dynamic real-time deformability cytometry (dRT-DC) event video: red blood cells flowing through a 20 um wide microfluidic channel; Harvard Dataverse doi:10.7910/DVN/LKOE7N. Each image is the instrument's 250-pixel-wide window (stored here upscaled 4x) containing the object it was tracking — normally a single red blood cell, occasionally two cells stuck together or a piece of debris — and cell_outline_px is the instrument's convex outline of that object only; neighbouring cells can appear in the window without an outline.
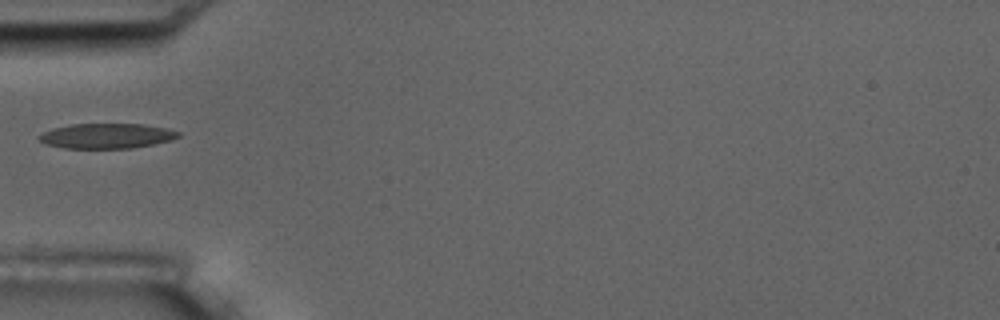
{"species": "common noctule bat (a hibernating species)", "species_latin": "Nyctalus noctula", "temperature_condition": "room temperature", "stored_images_in_passage": 3, "camera_frame_rate_fps": 3000, "um_per_image_px": 0.085, "animal": {"sex": "male", "body_mass_g": 17.5, "forearm_length_mm": 52.3}, "frame": {"image": 1, "passage_image": 3, "time_ms": 2.333, "image_size_px": [1000, 320], "cell_outline_px": [[180, 136], [172, 140], [132, 148], [64, 148], [44, 144], [36, 136], [52, 128], [72, 124], [144, 124], [168, 128], [180, 132]], "centroid_in_image_um": [9.06, 11.55], "position_along_channel_um": 75.9, "area_um2": 20.4}}